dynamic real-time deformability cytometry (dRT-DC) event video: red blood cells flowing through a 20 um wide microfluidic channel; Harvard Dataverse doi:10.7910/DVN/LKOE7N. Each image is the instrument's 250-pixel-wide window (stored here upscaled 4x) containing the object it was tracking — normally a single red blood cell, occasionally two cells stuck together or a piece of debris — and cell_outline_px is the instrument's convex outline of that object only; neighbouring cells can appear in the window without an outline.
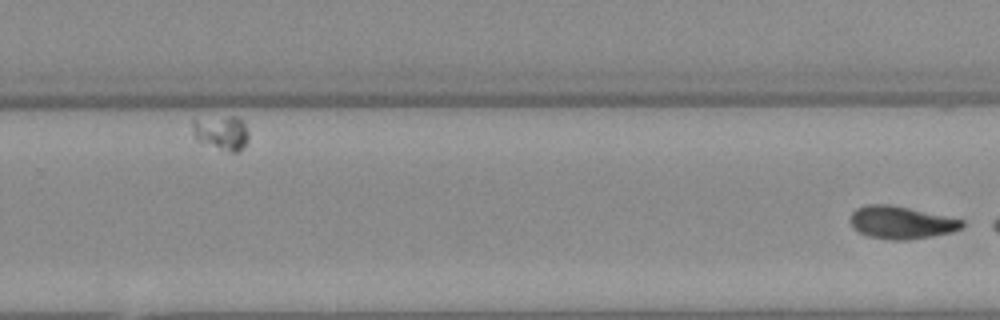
{"species": "Egyptian fruit bat (a non-hibernating species)", "species_latin": "Rousettus aegyptiacus", "temperature_condition": "warm", "stored_images_in_passage": 30, "segment_of_instrument_passage": [2, 2], "camera_frame_rate_fps": 3000, "um_per_image_px": 0.085, "animal": {"sex": "female"}, "frame": {"image": 1, "passage_image": 30, "time_ms": 9.667, "image_size_px": [1000, 320], "cell_outline_px": [[964, 224], [960, 228], [952, 232], [932, 236], [908, 240], [892, 240], [868, 236], [852, 228], [852, 212], [856, 208], [868, 204], [888, 204], [908, 208], [964, 220]], "centroid_in_image_um": [76.59, 18.92], "position_along_channel_um": 253.2, "area_um2": 20.98}}